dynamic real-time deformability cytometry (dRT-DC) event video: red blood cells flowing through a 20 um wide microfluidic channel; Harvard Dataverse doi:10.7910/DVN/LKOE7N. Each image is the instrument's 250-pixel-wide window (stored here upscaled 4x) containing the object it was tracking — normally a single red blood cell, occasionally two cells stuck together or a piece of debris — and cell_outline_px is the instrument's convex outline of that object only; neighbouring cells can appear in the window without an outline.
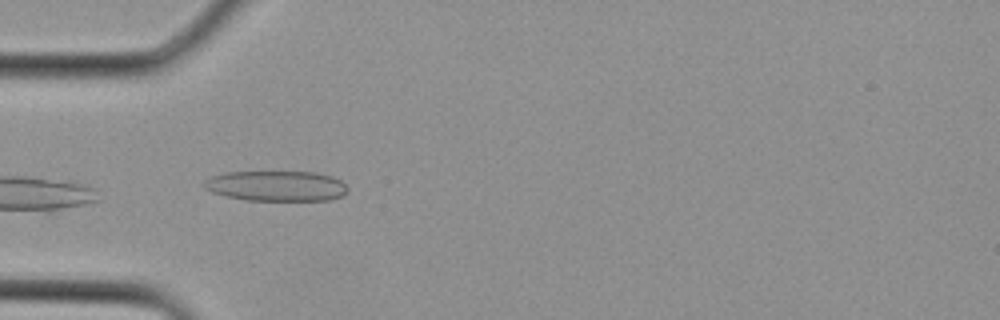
{"species": "Egyptian fruit bat (a non-hibernating species)", "species_latin": "Rousettus aegyptiacus", "temperature_condition": "cold", "stored_images_in_passage": 2, "camera_frame_rate_fps": 3000, "um_per_image_px": 0.085, "animal": {"sex": "female"}, "frame": {"image": 1, "passage_image": 2, "time_ms": 0.333, "image_size_px": [1000, 320], "cell_outline_px": [[348, 192], [344, 196], [328, 200], [248, 200], [224, 196], [212, 192], [204, 188], [204, 180], [212, 176], [228, 172], [316, 172], [332, 176], [340, 180], [348, 188]], "centroid_in_image_um": [23.51, 15.81], "position_along_channel_um": 61.5, "area_um2": 25.43}}